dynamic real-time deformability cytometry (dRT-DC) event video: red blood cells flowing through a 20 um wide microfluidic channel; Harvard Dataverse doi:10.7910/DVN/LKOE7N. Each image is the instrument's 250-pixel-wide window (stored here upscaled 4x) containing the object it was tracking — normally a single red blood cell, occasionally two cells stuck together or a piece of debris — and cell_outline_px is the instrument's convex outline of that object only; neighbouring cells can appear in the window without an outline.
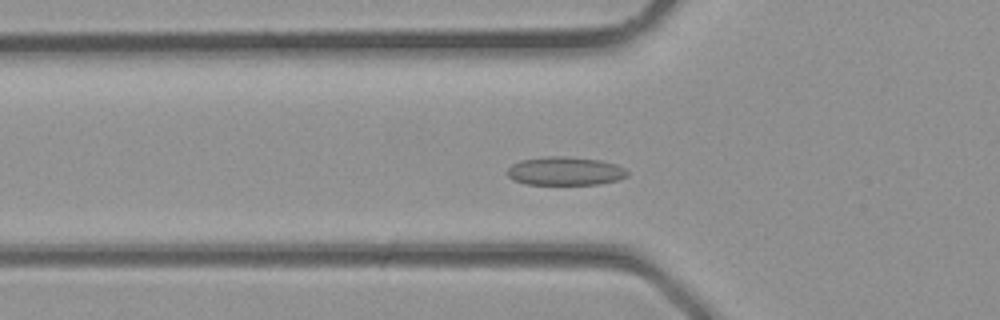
{"species": "common noctule bat (a hibernating species)", "species_latin": "Nyctalus noctula", "temperature_condition": "room temperature", "stored_images_in_passage": 34, "camera_frame_rate_fps": 3000, "um_per_image_px": 0.085, "animal": {"sex": "male", "body_mass_g": 23.1, "forearm_length_mm": 52.7}, "frame": {"image": 1, "passage_image": 11, "time_ms": 3.333, "image_size_px": [1000, 320], "cell_outline_px": [[628, 176], [616, 180], [600, 184], [528, 184], [512, 180], [508, 176], [508, 168], [512, 164], [520, 160], [548, 156], [564, 156], [600, 160], [616, 164], [624, 168], [628, 172]], "centroid_in_image_um": [48.03, 14.54], "position_along_channel_um": 77.8, "area_um2": 19.88}}
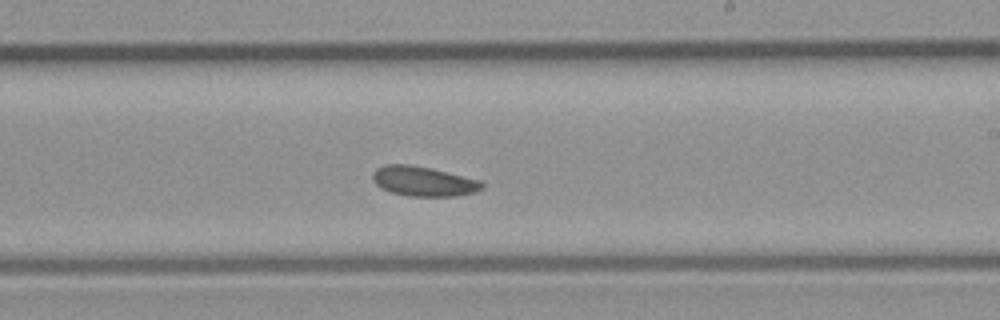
{"frame": {"image": 2, "passage_image": 20, "time_ms": 6.333, "image_size_px": [1000, 320], "cell_outline_px": [[484, 184], [476, 192], [456, 196], [408, 196], [392, 192], [380, 188], [372, 180], [372, 172], [376, 168], [384, 164], [408, 164], [432, 168], [480, 180]], "centroid_in_image_um": [35.95, 15.4], "position_along_channel_um": 253.0, "area_um2": 19.07}}
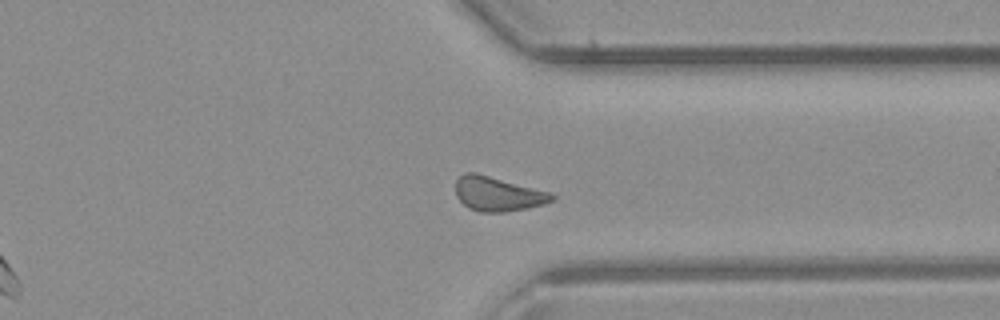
{"frame": {"image": 3, "passage_image": 26, "time_ms": 8.333, "image_size_px": [1000, 320], "cell_outline_px": [[556, 200], [544, 204], [528, 208], [504, 212], [480, 212], [468, 208], [456, 196], [456, 180], [464, 172], [476, 172], [552, 192], [556, 196]], "centroid_in_image_um": [42.35, 16.48], "position_along_channel_um": 369.1, "area_um2": 19.59}}